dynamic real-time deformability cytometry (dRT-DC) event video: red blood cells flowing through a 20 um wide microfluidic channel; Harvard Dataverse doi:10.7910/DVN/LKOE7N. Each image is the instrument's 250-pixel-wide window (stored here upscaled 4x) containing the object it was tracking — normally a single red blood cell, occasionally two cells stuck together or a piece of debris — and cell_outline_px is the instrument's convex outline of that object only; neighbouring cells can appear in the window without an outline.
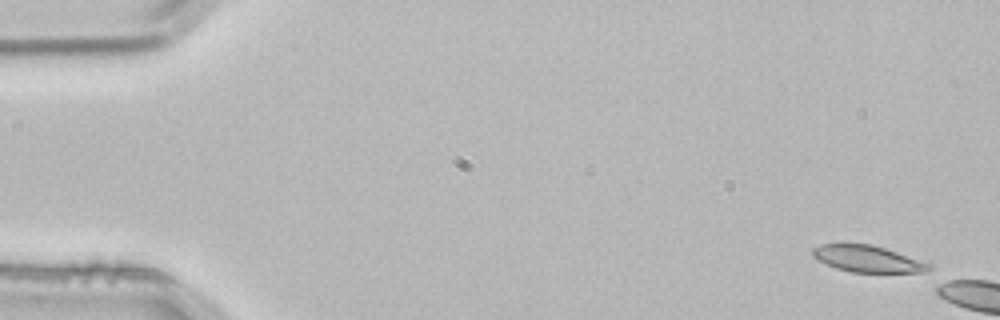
{"species": "common noctule bat (a hibernating species)", "species_latin": "Nyctalus noctula", "temperature_condition": "room temperature", "stored_images_in_passage": 2, "camera_frame_rate_fps": 3000, "um_per_image_px": 0.085, "animal": {"sex": "male", "body_mass_g": 21.5, "forearm_length_mm": 52.0}, "frame": {"image": 1, "passage_image": 1, "time_ms": 0.0, "image_size_px": [1000, 320], "cell_outline_px": [[932, 268], [924, 272], [852, 272], [836, 268], [812, 256], [812, 248], [820, 244], [872, 244], [932, 260]], "centroid_in_image_um": [73.92, 21.99], "position_along_channel_um": 11.1, "area_um2": 18.61}}